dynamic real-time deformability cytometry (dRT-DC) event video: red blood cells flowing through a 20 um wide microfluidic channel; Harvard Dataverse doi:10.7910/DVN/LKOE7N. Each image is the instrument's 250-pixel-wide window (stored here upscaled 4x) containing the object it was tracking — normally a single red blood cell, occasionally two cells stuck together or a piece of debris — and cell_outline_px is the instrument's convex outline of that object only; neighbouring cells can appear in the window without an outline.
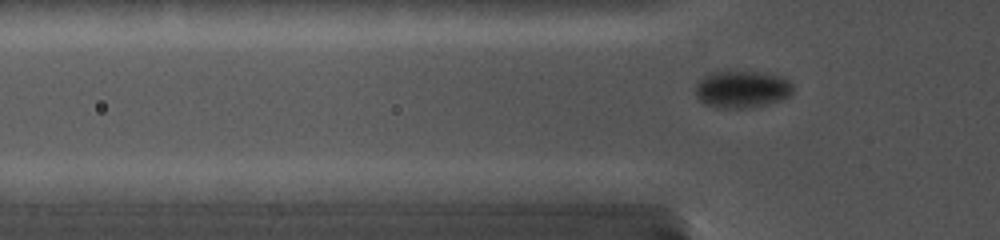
{"species": "common noctule bat (a hibernating species)", "species_latin": "Nyctalus noctula", "temperature_condition": "cold", "stored_images_in_passage": 62, "camera_frame_rate_fps": 5000, "um_per_image_px": 0.085, "animal": {"sex": "female", "body_mass_g": 19.0, "forearm_length_mm": 56.7}, "frame": {"image": 1, "passage_image": 6, "time_ms": 1.0, "image_size_px": [1000, 240], "cell_outline_px": [[792, 92], [788, 96], [780, 100], [756, 108], [716, 108], [704, 104], [700, 100], [696, 92], [696, 88], [700, 80], [712, 72], [752, 72], [772, 76], [784, 80], [792, 88]], "centroid_in_image_um": [63.0, 7.64], "position_along_channel_um": 62.8, "area_um2": 20.4}}
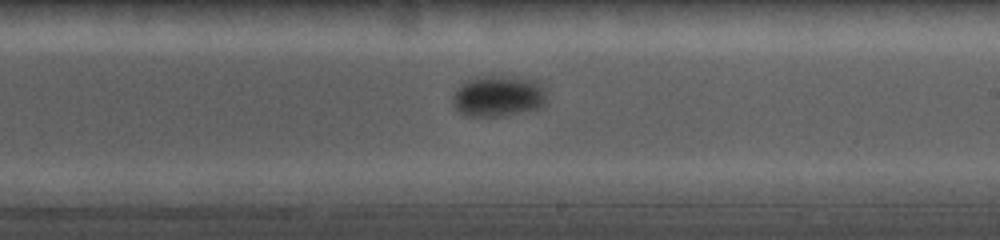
{"frame": {"image": 2, "passage_image": 31, "time_ms": 6.0, "image_size_px": [1000, 240], "cell_outline_px": [[540, 104], [536, 108], [504, 116], [464, 116], [456, 108], [456, 92], [468, 80], [476, 76], [500, 76], [528, 80], [540, 92]], "centroid_in_image_um": [42.19, 8.2], "position_along_channel_um": 246.8, "area_um2": 20.58}}
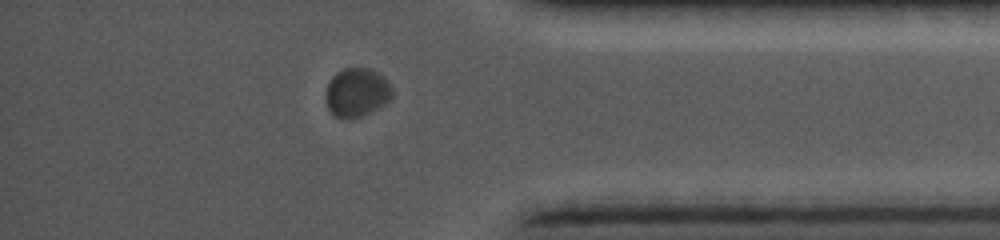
{"frame": {"image": 3, "passage_image": 53, "time_ms": 10.4, "image_size_px": [1000, 240], "cell_outline_px": [[392, 96], [388, 100], [376, 108], [360, 116], [344, 120], [332, 116], [328, 108], [328, 84], [336, 72], [344, 68], [368, 68], [376, 72], [388, 84], [392, 92]], "centroid_in_image_um": [30.29, 7.87], "position_along_channel_um": 404.9, "area_um2": 18.21}}